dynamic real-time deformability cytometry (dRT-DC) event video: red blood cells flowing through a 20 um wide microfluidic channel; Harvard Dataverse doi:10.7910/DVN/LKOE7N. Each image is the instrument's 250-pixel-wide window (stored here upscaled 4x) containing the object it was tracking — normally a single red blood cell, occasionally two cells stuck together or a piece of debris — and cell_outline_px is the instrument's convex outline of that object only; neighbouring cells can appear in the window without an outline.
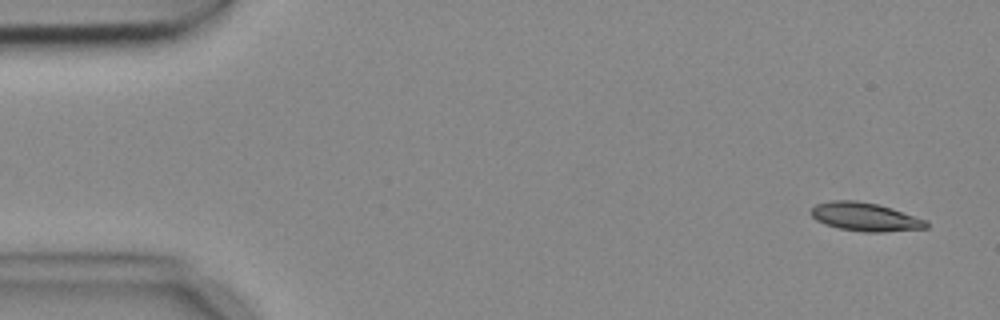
{"species": "common noctule bat (a hibernating species)", "species_latin": "Nyctalus noctula", "temperature_condition": "cold", "stored_images_in_passage": 5, "camera_frame_rate_fps": 3000, "um_per_image_px": 0.085, "animal": {"sex": "female", "body_mass_g": 18.4}, "frame": {"image": 1, "passage_image": 1, "time_ms": 0.0, "image_size_px": [1000, 320], "cell_outline_px": [[928, 228], [884, 232], [864, 232], [840, 228], [824, 224], [816, 220], [808, 212], [816, 204], [832, 200], [856, 200], [876, 204], [892, 208], [928, 220]], "centroid_in_image_um": [73.54, 18.43], "position_along_channel_um": 11.5, "area_um2": 19.25}}